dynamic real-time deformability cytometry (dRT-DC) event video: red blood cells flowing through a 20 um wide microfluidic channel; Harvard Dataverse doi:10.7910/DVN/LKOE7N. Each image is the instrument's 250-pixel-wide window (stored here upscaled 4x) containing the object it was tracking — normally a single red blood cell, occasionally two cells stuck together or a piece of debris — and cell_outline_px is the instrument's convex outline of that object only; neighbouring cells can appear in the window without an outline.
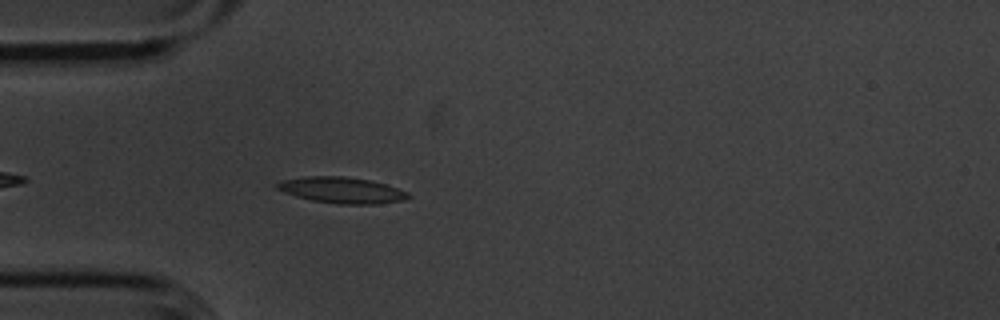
{"species": "common noctule bat (a hibernating species)", "species_latin": "Nyctalus noctula", "temperature_condition": "cold", "stored_images_in_passage": 29, "camera_frame_rate_fps": 3000, "um_per_image_px": 0.085, "animal": {"sex": "male", "body_mass_g": 20.1, "forearm_length_mm": 53.5}, "frame": {"image": 1, "passage_image": 5, "time_ms": 1.333, "image_size_px": [1000, 320], "cell_outline_px": [[412, 196], [404, 200], [376, 204], [340, 204], [312, 200], [296, 196], [284, 192], [276, 188], [276, 184], [280, 180], [304, 176], [344, 176], [368, 180], [384, 184], [408, 192]], "centroid_in_image_um": [29.03, 16.16], "position_along_channel_um": 56.0, "area_um2": 19.83}}
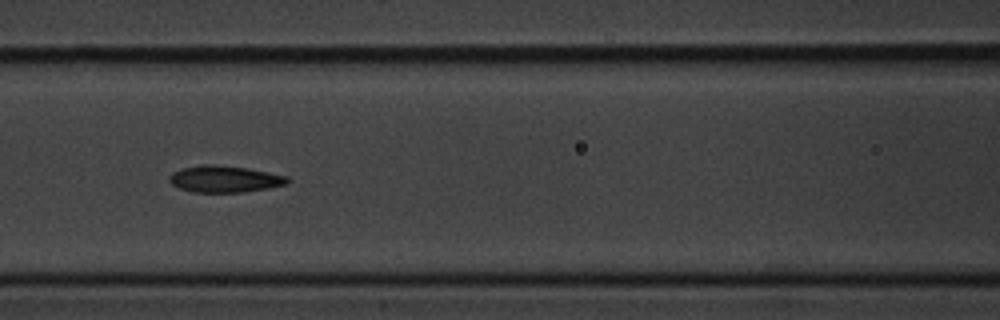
{"frame": {"image": 2, "passage_image": 13, "time_ms": 4.0, "image_size_px": [1000, 320], "cell_outline_px": [[288, 180], [284, 184], [268, 188], [244, 192], [192, 192], [180, 188], [172, 184], [168, 180], [168, 176], [172, 172], [180, 168], [204, 164], [216, 164], [248, 168], [288, 176]], "centroid_in_image_um": [19.03, 15.2], "position_along_channel_um": 147.6, "area_um2": 18.38}}
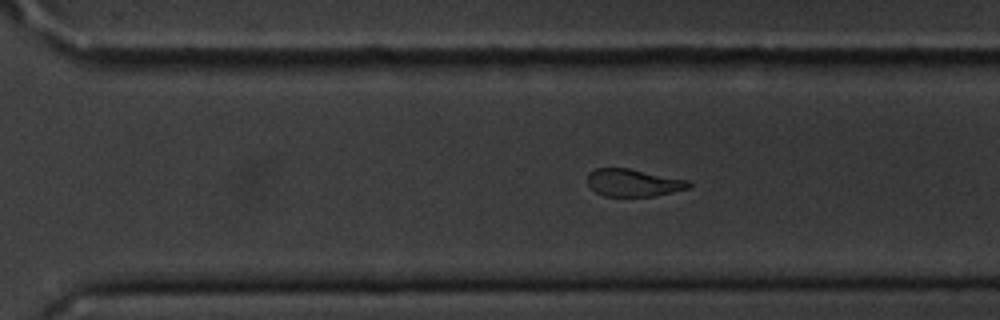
{"frame": {"image": 3, "passage_image": 24, "time_ms": 7.667, "image_size_px": [1000, 320], "cell_outline_px": [[692, 188], [652, 196], [604, 196], [596, 192], [588, 184], [588, 172], [596, 168], [628, 168], [688, 180], [692, 184]], "centroid_in_image_um": [53.85, 15.53], "position_along_channel_um": 316.8, "area_um2": 16.18}}